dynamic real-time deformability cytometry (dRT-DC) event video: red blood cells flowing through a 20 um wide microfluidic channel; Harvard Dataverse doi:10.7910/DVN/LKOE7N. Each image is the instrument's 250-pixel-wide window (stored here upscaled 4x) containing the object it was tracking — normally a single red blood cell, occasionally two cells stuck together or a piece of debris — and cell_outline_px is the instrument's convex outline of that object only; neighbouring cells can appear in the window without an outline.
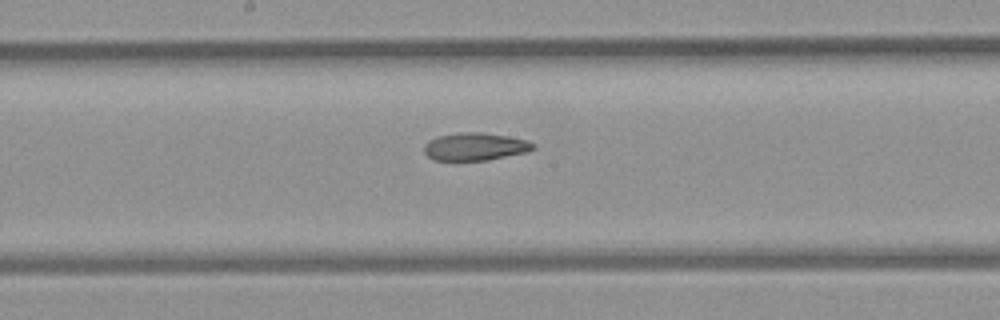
{"species": "common noctule bat (a hibernating species)", "species_latin": "Nyctalus noctula", "temperature_condition": "room temperature", "stored_images_in_passage": 9, "segment_of_instrument_passage": [2, 2], "camera_frame_rate_fps": 3000, "um_per_image_px": 0.085, "animal": {"sex": "female", "body_mass_g": 21.9}, "frame": {"image": 1, "passage_image": 9, "time_ms": 10.333, "image_size_px": [1000, 320], "cell_outline_px": [[536, 148], [528, 152], [488, 160], [432, 160], [424, 152], [424, 144], [428, 140], [436, 136], [464, 132], [480, 132], [508, 136], [528, 140], [536, 144]], "centroid_in_image_um": [40.4, 12.46], "position_along_channel_um": 207.8, "area_um2": 17.8}}